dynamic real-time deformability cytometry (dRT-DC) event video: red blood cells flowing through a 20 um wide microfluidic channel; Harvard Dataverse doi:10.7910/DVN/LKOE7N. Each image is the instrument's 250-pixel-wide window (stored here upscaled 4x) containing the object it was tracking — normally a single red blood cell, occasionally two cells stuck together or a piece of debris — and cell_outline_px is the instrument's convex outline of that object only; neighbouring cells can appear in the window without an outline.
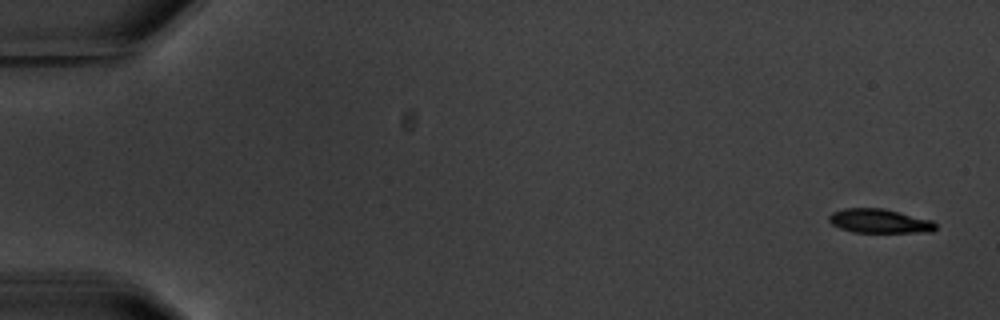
{"species": "common noctule bat (a hibernating species)", "species_latin": "Nyctalus noctula", "temperature_condition": "warm", "stored_images_in_passage": 6, "camera_frame_rate_fps": 3000, "um_per_image_px": 0.085, "animal": {"sex": "male", "body_mass_g": 20.1, "forearm_length_mm": 53.5}, "frame": {"image": 1, "passage_image": 1, "time_ms": 0.0, "image_size_px": [1000, 320], "cell_outline_px": [[936, 228], [932, 232], [852, 232], [840, 228], [832, 224], [828, 220], [828, 216], [832, 212], [844, 208], [884, 208], [932, 220], [936, 224]], "centroid_in_image_um": [74.74, 18.78], "position_along_channel_um": 10.3, "area_um2": 15.03}}
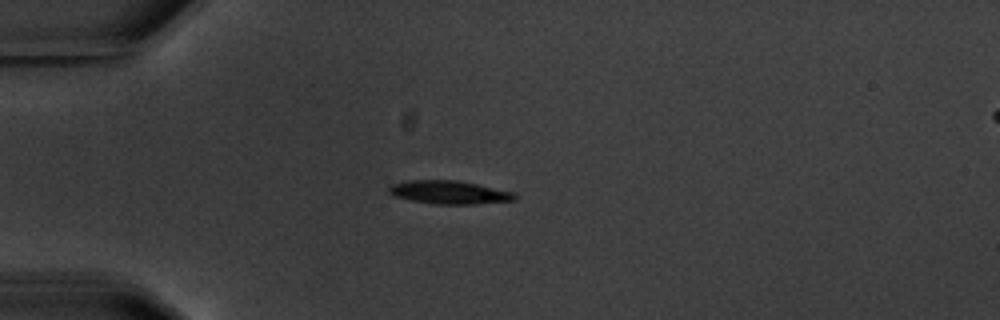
{"frame": {"image": 2, "passage_image": 5, "time_ms": 4.667, "image_size_px": [1000, 320], "cell_outline_px": [[516, 200], [476, 204], [436, 204], [412, 200], [392, 196], [388, 192], [388, 188], [392, 184], [408, 180], [456, 180], [516, 192]], "centroid_in_image_um": [38.19, 16.35], "position_along_channel_um": 46.8, "area_um2": 17.11}}